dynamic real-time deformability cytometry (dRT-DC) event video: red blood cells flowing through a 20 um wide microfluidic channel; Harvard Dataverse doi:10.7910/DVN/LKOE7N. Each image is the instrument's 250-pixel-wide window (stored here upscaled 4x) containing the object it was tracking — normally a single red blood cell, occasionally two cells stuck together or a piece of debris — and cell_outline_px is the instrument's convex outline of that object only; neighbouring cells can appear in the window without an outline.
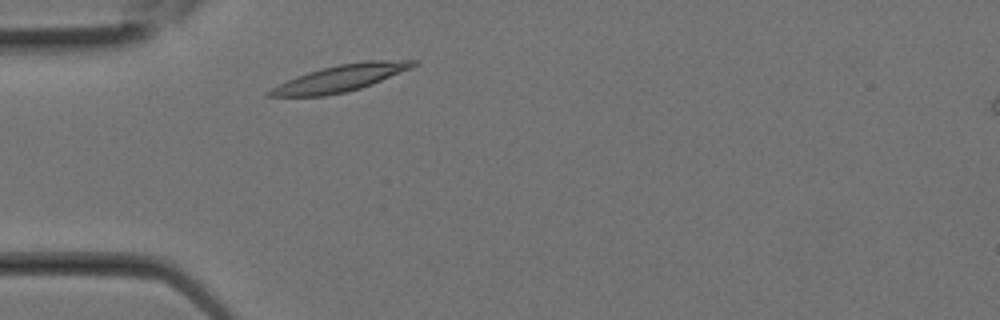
{"species": "Egyptian fruit bat (a non-hibernating species)", "species_latin": "Rousettus aegyptiacus", "temperature_condition": "room temperature", "stored_images_in_passage": 7, "camera_frame_rate_fps": 3000, "um_per_image_px": 0.085, "animal": {"sex": "female"}, "frame": {"image": 1, "passage_image": 2, "time_ms": 0.333, "image_size_px": [1000, 320], "cell_outline_px": [[420, 64], [412, 68], [372, 84], [360, 88], [344, 92], [324, 96], [268, 96], [268, 92], [272, 88], [296, 76], [308, 72], [340, 64], [368, 60], [420, 60]], "centroid_in_image_um": [29.03, 6.63], "position_along_channel_um": 56.0, "area_um2": 22.02}}
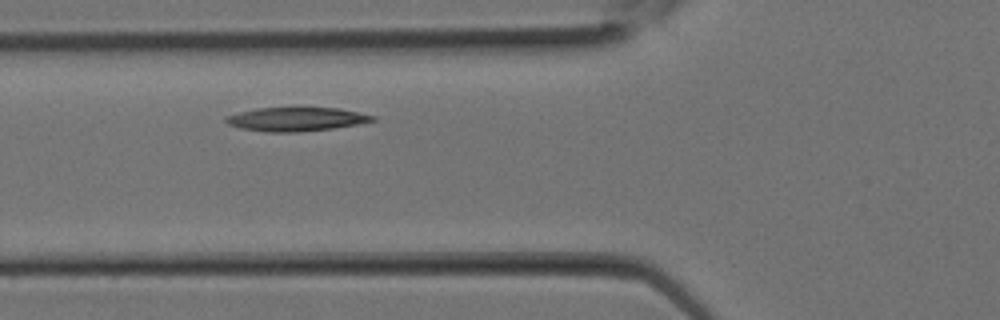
{"frame": {"image": 2, "passage_image": 4, "time_ms": 1.0, "image_size_px": [1000, 320], "cell_outline_px": [[376, 120], [356, 124], [332, 128], [296, 132], [268, 132], [240, 128], [228, 124], [224, 120], [228, 116], [240, 112], [256, 108], [340, 108], [376, 116]], "centroid_in_image_um": [25.18, 10.13], "position_along_channel_um": 100.6, "area_um2": 20.06}}
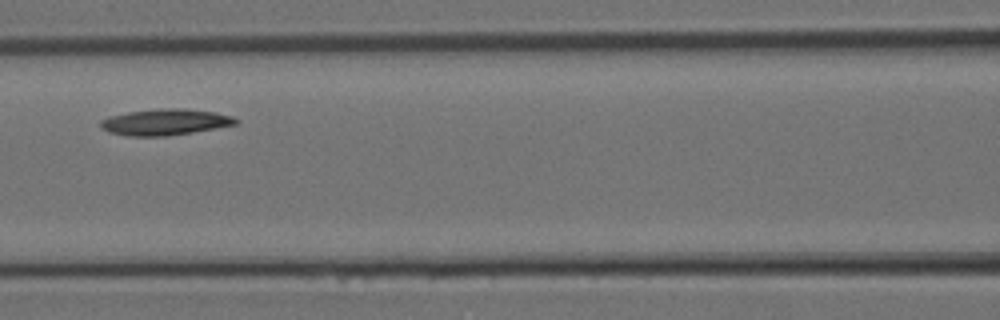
{"frame": {"image": 3, "passage_image": 6, "time_ms": 1.667, "image_size_px": [1000, 320], "cell_outline_px": [[240, 120], [236, 124], [192, 132], [164, 136], [128, 136], [108, 132], [100, 128], [100, 120], [108, 116], [128, 112], [160, 108], [180, 108], [216, 112], [232, 116]], "centroid_in_image_um": [14.0, 10.37], "position_along_channel_um": 152.6, "area_um2": 20.63}}